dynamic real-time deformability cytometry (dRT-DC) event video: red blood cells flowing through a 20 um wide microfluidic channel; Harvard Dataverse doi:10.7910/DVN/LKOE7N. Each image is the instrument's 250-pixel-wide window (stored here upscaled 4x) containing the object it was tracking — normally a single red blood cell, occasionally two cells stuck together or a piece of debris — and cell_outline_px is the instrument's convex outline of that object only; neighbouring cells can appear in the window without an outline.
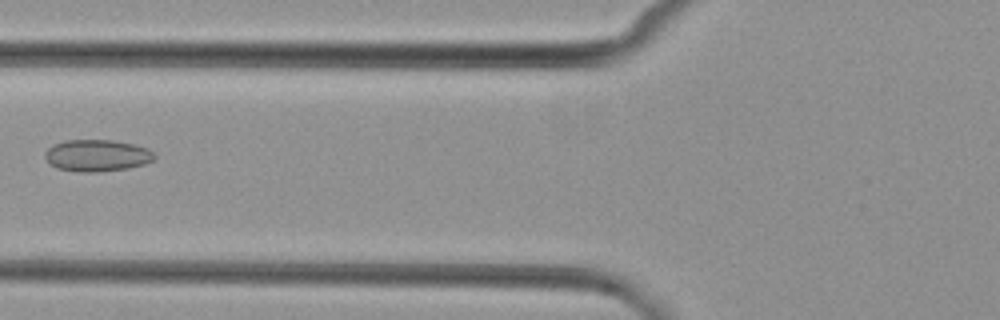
{"species": "common noctule bat (a hibernating species)", "species_latin": "Nyctalus noctula", "temperature_condition": "cold", "stored_images_in_passage": 3, "camera_frame_rate_fps": 3000, "um_per_image_px": 0.085, "animal": {"sex": "female", "body_mass_g": 29.2, "forearm_length_mm": 56.3}, "frame": {"image": 1, "passage_image": 3, "time_ms": 3.333, "image_size_px": [1000, 320], "cell_outline_px": [[156, 156], [152, 160], [144, 164], [128, 168], [100, 172], [80, 172], [56, 168], [44, 156], [44, 152], [52, 144], [64, 140], [112, 140], [136, 144], [148, 148]], "centroid_in_image_um": [8.24, 13.21], "position_along_channel_um": 117.6, "area_um2": 20.4}}